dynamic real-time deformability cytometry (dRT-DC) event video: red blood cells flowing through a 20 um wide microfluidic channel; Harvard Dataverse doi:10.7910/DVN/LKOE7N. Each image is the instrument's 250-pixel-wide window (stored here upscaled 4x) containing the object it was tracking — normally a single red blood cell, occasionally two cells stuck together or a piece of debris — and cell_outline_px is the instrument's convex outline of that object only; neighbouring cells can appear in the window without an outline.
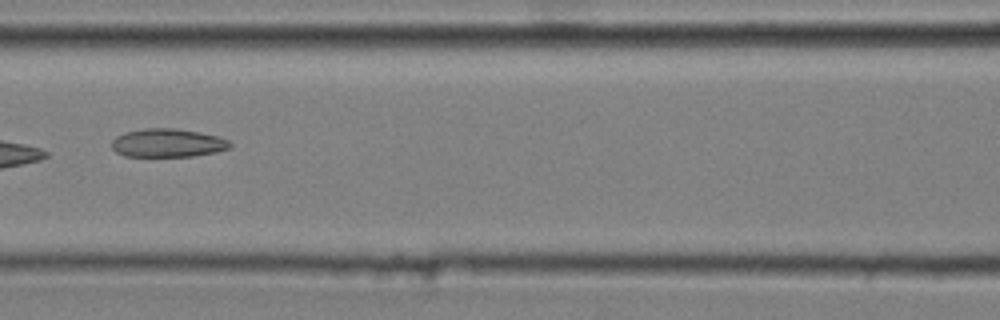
{"species": "common noctule bat (a hibernating species)", "species_latin": "Nyctalus noctula", "temperature_condition": "cold", "stored_images_in_passage": 9, "camera_frame_rate_fps": 3000, "um_per_image_px": 0.085, "animal": {"sex": "male", "body_mass_g": 20.4}, "frame": {"image": 1, "passage_image": 7, "time_ms": 2.0, "image_size_px": [1000, 320], "cell_outline_px": [[232, 148], [216, 152], [192, 156], [124, 156], [116, 152], [112, 148], [112, 140], [116, 136], [124, 132], [144, 128], [176, 128], [200, 132], [220, 136], [228, 140], [232, 144]], "centroid_in_image_um": [14.27, 12.14], "position_along_channel_um": 152.3, "area_um2": 19.83}}
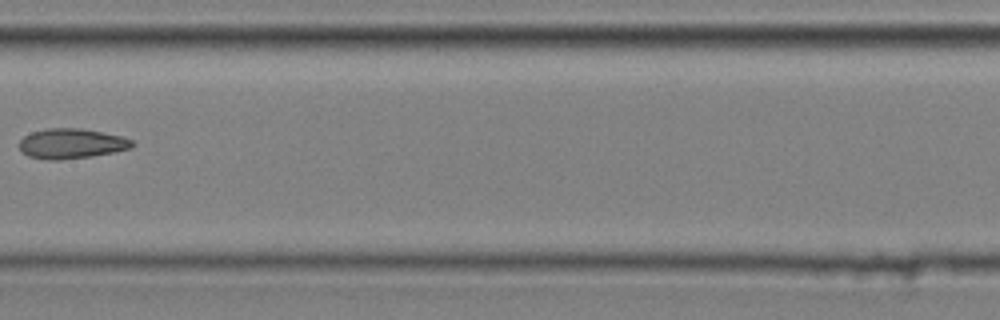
{"frame": {"image": 2, "passage_image": 8, "time_ms": 2.333, "image_size_px": [1000, 320], "cell_outline_px": [[136, 144], [132, 148], [92, 156], [60, 160], [48, 160], [28, 156], [20, 152], [20, 140], [24, 136], [32, 132], [48, 128], [80, 128], [124, 136], [132, 140]], "centroid_in_image_um": [6.08, 12.21], "position_along_channel_um": 201.3, "area_um2": 19.88}}
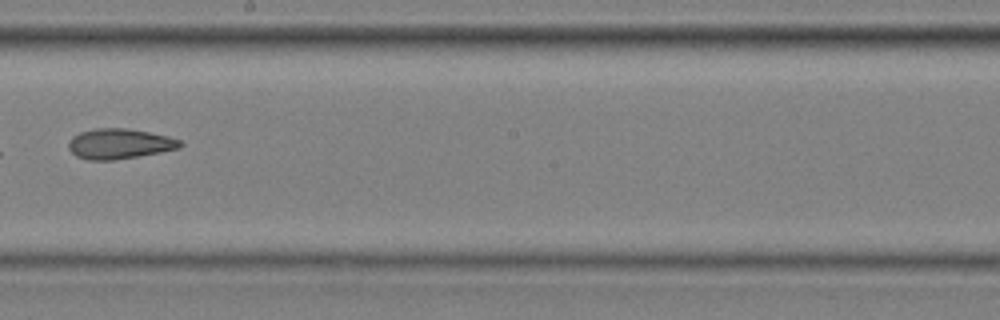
{"frame": {"image": 3, "passage_image": 9, "time_ms": 2.667, "image_size_px": [1000, 320], "cell_outline_px": [[184, 144], [180, 148], [160, 152], [112, 160], [88, 160], [76, 156], [68, 148], [68, 140], [72, 136], [80, 132], [96, 128], [124, 128], [148, 132], [168, 136], [180, 140]], "centroid_in_image_um": [10.13, 12.22], "position_along_channel_um": 238.1, "area_um2": 19.59}}